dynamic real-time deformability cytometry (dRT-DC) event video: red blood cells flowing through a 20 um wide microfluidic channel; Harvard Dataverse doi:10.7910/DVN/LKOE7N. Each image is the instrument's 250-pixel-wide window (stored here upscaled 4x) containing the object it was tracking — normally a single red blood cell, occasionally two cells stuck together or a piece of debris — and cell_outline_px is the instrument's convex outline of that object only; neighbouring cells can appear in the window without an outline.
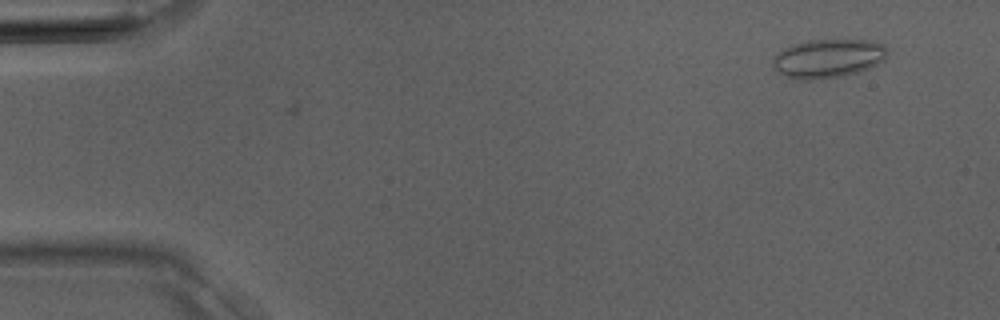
{"species": "Egyptian fruit bat (a non-hibernating species)", "species_latin": "Rousettus aegyptiacus", "temperature_condition": "room temperature", "stored_images_in_passage": 2, "camera_frame_rate_fps": 3000, "um_per_image_px": 0.085, "animal": {"sex": "male"}, "frame": {"image": 1, "passage_image": 2, "time_ms": 0.333, "image_size_px": [1000, 320], "cell_outline_px": [[888, 56], [884, 60], [868, 68], [856, 72], [840, 76], [812, 80], [792, 80], [784, 76], [772, 68], [772, 60], [784, 48], [792, 44], [808, 40], [872, 40], [884, 44]], "centroid_in_image_um": [70.35, 4.97], "position_along_channel_um": 14.6, "area_um2": 26.01}}